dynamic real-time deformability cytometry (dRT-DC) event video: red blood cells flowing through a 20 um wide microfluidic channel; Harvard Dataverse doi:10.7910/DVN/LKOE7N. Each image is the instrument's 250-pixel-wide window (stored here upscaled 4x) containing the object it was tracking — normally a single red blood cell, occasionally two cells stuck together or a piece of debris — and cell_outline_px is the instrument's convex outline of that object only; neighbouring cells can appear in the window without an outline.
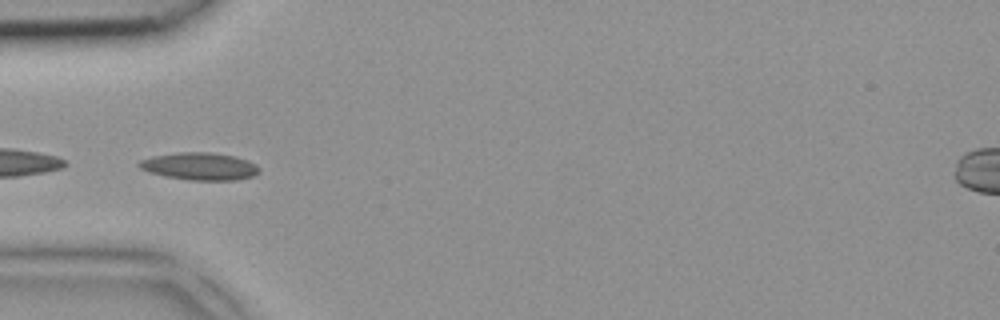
{"species": "common noctule bat (a hibernating species)", "species_latin": "Nyctalus noctula", "temperature_condition": "room temperature", "stored_images_in_passage": 4, "camera_frame_rate_fps": 3000, "um_per_image_px": 0.085, "animal": {"sex": "female", "body_mass_g": 18.4}, "frame": {"image": 1, "passage_image": 3, "time_ms": 0.667, "image_size_px": [1000, 320], "cell_outline_px": [[260, 172], [252, 176], [236, 180], [188, 180], [164, 176], [148, 172], [140, 168], [136, 164], [140, 160], [152, 156], [176, 152], [212, 152], [236, 156], [248, 160], [256, 164], [260, 168]], "centroid_in_image_um": [16.97, 14.13], "position_along_channel_um": 68.0, "area_um2": 19.48}}